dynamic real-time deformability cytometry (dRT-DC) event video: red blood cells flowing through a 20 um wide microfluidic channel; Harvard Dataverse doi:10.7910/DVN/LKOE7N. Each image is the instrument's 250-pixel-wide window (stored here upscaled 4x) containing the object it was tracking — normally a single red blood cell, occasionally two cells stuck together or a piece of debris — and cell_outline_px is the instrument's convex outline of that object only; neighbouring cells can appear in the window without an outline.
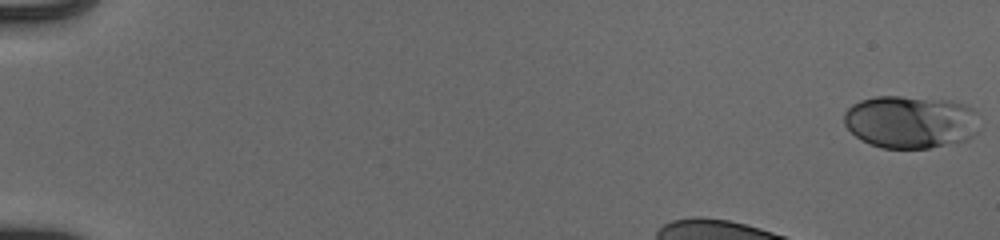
{"species": "human", "species_latin": "Homo sapiens", "temperature_condition": "cold", "stored_images_in_passage": 16, "camera_frame_rate_fps": 3000, "um_per_image_px": 0.085, "donor": {"sex": "male"}, "frame": {"image": 1, "passage_image": 1, "time_ms": 0.0, "image_size_px": [1000, 240], "cell_outline_px": [[980, 132], [968, 140], [928, 148], [880, 148], [856, 136], [844, 124], [844, 112], [852, 104], [860, 100], [876, 96], [900, 96], [948, 100], [964, 104], [972, 108], [976, 112]], "centroid_in_image_um": [77.43, 10.36], "position_along_channel_um": 7.6, "area_um2": 41.91}}